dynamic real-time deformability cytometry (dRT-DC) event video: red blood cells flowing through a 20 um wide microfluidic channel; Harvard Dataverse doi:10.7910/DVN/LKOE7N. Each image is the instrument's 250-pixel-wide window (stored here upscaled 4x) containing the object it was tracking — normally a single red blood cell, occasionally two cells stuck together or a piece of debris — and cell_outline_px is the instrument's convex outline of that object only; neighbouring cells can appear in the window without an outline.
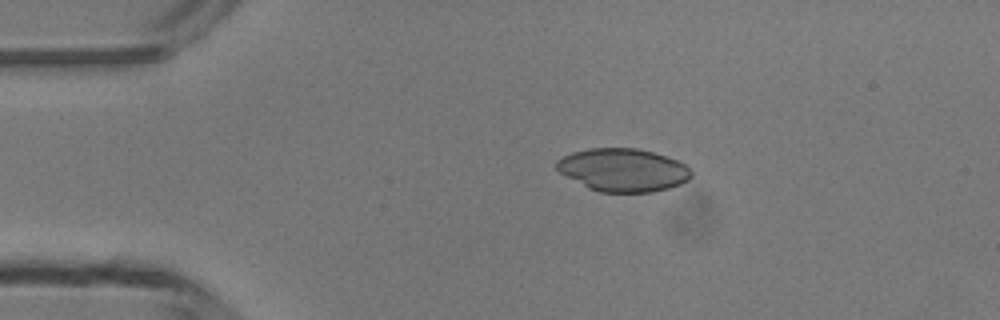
{"species": "common noctule bat (a hibernating species)", "species_latin": "Nyctalus noctula", "temperature_condition": "room temperature", "stored_images_in_passage": 2, "camera_frame_rate_fps": 3000, "um_per_image_px": 0.085, "animal": {"sex": "male", "body_mass_g": 13.3}, "frame": {"image": 1, "passage_image": 1, "time_ms": 0.0, "image_size_px": [1000, 320], "cell_outline_px": [[692, 176], [688, 180], [680, 184], [668, 188], [652, 192], [600, 192], [588, 188], [560, 172], [556, 168], [556, 160], [572, 152], [588, 148], [636, 148], [652, 152], [676, 160], [684, 164], [692, 172]], "centroid_in_image_um": [52.95, 14.45], "position_along_channel_um": 32.1, "area_um2": 33.52}}